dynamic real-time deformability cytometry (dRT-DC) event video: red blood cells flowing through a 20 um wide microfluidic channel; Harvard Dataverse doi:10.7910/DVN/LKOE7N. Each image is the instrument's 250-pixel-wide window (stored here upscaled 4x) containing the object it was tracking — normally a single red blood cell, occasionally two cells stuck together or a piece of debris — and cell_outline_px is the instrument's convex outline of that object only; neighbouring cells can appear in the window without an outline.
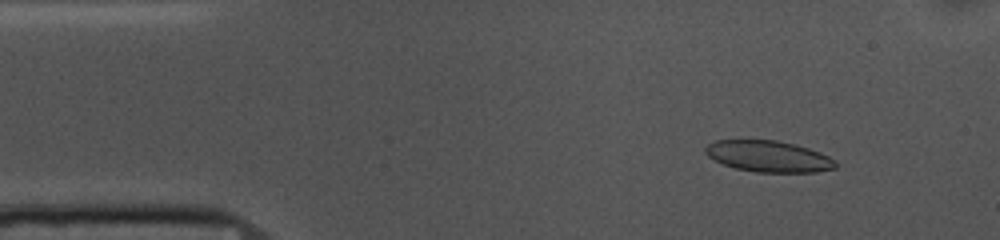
{"species": "common noctule bat (a hibernating species)", "species_latin": "Nyctalus noctula", "temperature_condition": "cold", "stored_images_in_passage": 53, "camera_frame_rate_fps": 3000, "um_per_image_px": 0.085, "animal": {"sex": "female", "body_mass_g": 10.0, "forearm_length_mm": 53.1}, "frame": {"image": 1, "passage_image": 6, "time_ms": 1.667, "image_size_px": [1000, 240], "cell_outline_px": [[836, 168], [816, 172], [756, 172], [736, 168], [724, 164], [708, 156], [704, 152], [704, 148], [708, 144], [716, 140], [776, 140], [808, 148], [820, 152], [836, 160]], "centroid_in_image_um": [65.33, 13.29], "position_along_channel_um": 19.7, "area_um2": 23.58}}
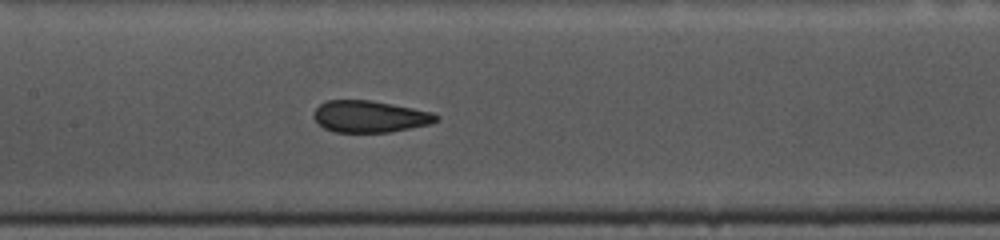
{"frame": {"image": 2, "passage_image": 24, "time_ms": 7.667, "image_size_px": [1000, 240], "cell_outline_px": [[440, 120], [432, 124], [388, 132], [332, 132], [324, 128], [312, 116], [312, 112], [320, 104], [328, 100], [372, 100], [432, 112], [440, 116]], "centroid_in_image_um": [31.44, 9.9], "position_along_channel_um": 176.0, "area_um2": 22.77}}
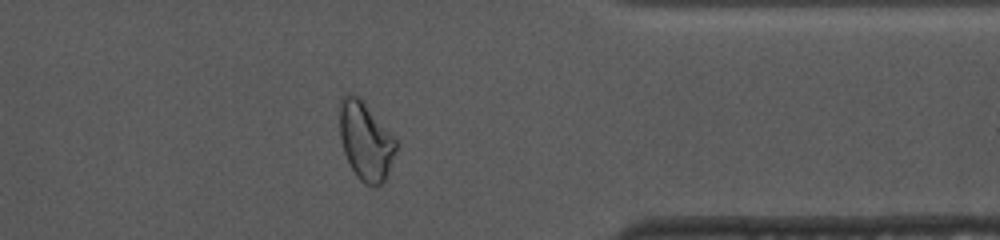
{"frame": {"image": 3, "passage_image": 42, "time_ms": 13.667, "image_size_px": [1000, 240], "cell_outline_px": [[396, 148], [384, 184], [376, 188], [372, 188], [364, 184], [356, 176], [344, 152], [340, 140], [340, 96], [352, 92], [360, 96], [396, 140]], "centroid_in_image_um": [31.06, 11.99], "position_along_channel_um": 380.3, "area_um2": 25.89}, "authors_computed_cell_mechanics": {"area_um2": 23.6402, "velocity_mm_per_s": 3.6635, "shape_relaxation_time_tau1_ms": 5.644, "shape_relaxation_time_tau2_ms": 1.0811, "deformation_change_tau1": 0.146, "deformation_change_tau2": 0.0581}}